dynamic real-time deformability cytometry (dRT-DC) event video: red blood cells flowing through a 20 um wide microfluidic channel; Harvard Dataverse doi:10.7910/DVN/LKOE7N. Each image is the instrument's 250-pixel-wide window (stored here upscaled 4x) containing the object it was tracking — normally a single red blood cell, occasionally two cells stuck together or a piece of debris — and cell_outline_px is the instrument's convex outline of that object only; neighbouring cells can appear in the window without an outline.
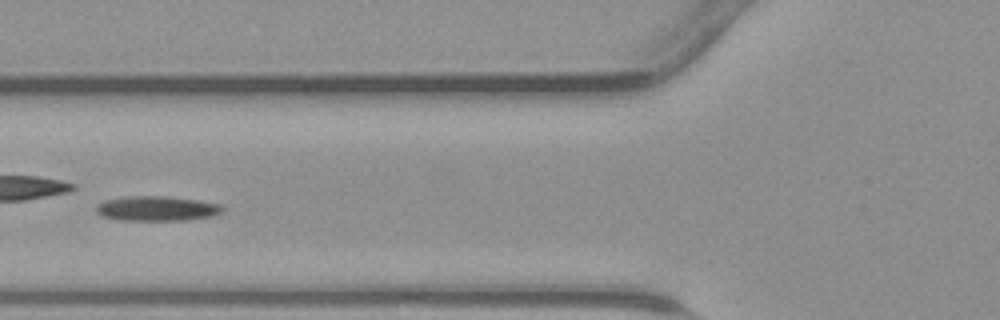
{"species": "common noctule bat (a hibernating species)", "species_latin": "Nyctalus noctula", "temperature_condition": "warm", "stored_images_in_passage": 40, "camera_frame_rate_fps": 3000, "um_per_image_px": 0.085, "animal": {"sex": "male", "body_mass_g": 23.1, "forearm_length_mm": 52.7}, "frame": {"image": 1, "passage_image": 12, "time_ms": 3.667, "image_size_px": [1000, 320], "cell_outline_px": [[224, 208], [220, 212], [212, 216], [188, 220], [120, 220], [100, 216], [96, 212], [96, 204], [104, 200], [128, 196], [168, 196], [196, 200], [220, 204]], "centroid_in_image_um": [13.28, 17.72], "position_along_channel_um": 112.5, "area_um2": 18.32}}
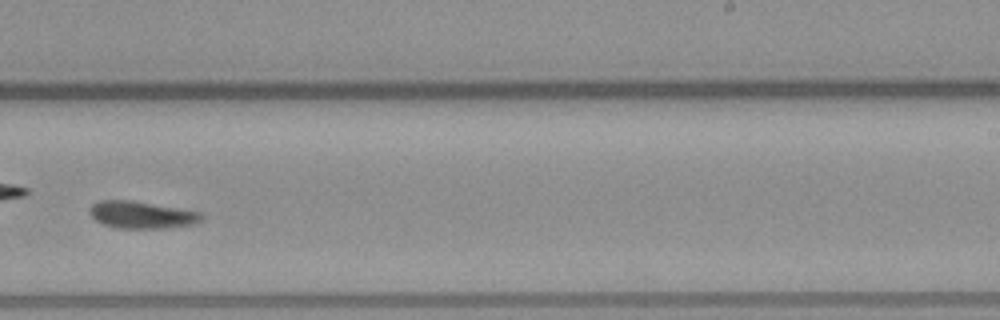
{"frame": {"image": 2, "passage_image": 23, "time_ms": 7.333, "image_size_px": [1000, 320], "cell_outline_px": [[204, 220], [192, 224], [168, 228], [120, 228], [100, 224], [92, 216], [92, 204], [96, 200], [132, 200], [200, 212], [204, 216]], "centroid_in_image_um": [12.06, 18.26], "position_along_channel_um": 276.9, "area_um2": 17.63}}
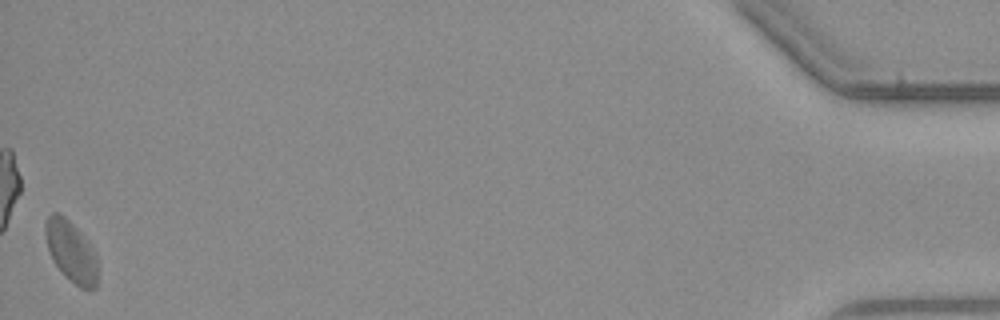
{"frame": {"image": 3, "passage_image": 40, "time_ms": 13.0, "image_size_px": [1000, 320], "cell_outline_px": [[96, 288], [80, 288], [64, 276], [56, 264], [48, 248], [44, 232], [44, 224], [48, 216], [52, 212], [56, 212], [64, 216], [76, 228], [96, 252]], "centroid_in_image_um": [6.02, 21.36], "position_along_channel_um": 429.2, "area_um2": 18.26}}